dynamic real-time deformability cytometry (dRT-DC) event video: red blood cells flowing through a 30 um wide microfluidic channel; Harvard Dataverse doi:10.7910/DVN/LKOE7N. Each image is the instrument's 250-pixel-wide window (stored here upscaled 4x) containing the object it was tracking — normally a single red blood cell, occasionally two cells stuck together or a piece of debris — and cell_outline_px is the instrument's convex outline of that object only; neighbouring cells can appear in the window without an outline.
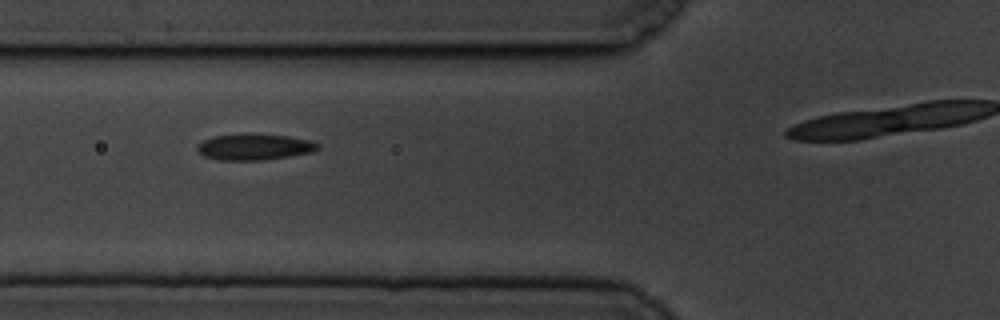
{"species": "common noctule bat (a hibernating species)", "species_latin": "Nyctalus noctula", "temperature_condition": "cold", "stored_images_in_passage": 6, "camera_frame_rate_fps": 3000, "um_per_image_px": 0.085, "animal": {"sex": "male", "body_mass_g": 19.5, "forearm_length_mm": 54.6}, "frame": {"image": 1, "passage_image": 5, "time_ms": 4.667, "image_size_px": [1000, 320], "cell_outline_px": [[320, 148], [312, 152], [264, 160], [220, 160], [204, 156], [196, 148], [196, 144], [212, 136], [288, 136], [312, 140], [320, 144]], "centroid_in_image_um": [21.65, 12.52], "position_along_channel_um": 104.1, "area_um2": 17.69}}